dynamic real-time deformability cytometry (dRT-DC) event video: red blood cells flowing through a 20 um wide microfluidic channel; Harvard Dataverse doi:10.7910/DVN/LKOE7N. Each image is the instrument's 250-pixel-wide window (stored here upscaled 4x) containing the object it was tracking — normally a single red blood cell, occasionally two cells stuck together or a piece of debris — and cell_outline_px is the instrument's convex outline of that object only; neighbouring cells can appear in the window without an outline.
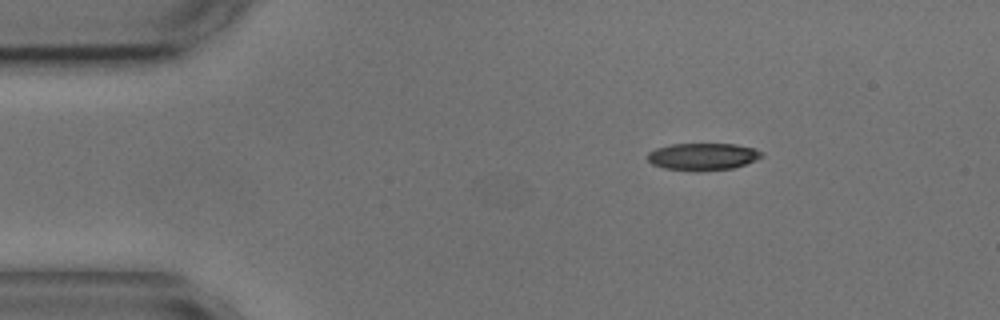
{"species": "common noctule bat (a hibernating species)", "species_latin": "Nyctalus noctula", "temperature_condition": "cold", "stored_images_in_passage": 3, "camera_frame_rate_fps": 3000, "um_per_image_px": 0.085, "animal": {"sex": "male", "body_mass_g": 17.9, "forearm_length_mm": 54.2}, "frame": {"image": 1, "passage_image": 1, "time_ms": 0.0, "image_size_px": [1000, 320], "cell_outline_px": [[764, 156], [756, 160], [732, 168], [664, 168], [652, 164], [648, 160], [648, 152], [656, 148], [672, 144], [736, 144], [756, 148], [764, 152]], "centroid_in_image_um": [59.79, 13.25], "position_along_channel_um": 25.2, "area_um2": 17.28}}
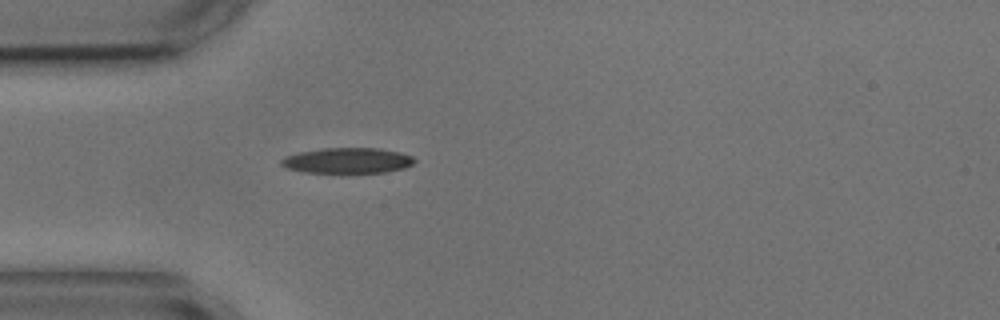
{"frame": {"image": 2, "passage_image": 3, "time_ms": 2.333, "image_size_px": [1000, 320], "cell_outline_px": [[416, 160], [412, 164], [404, 168], [384, 172], [348, 176], [304, 172], [284, 168], [280, 164], [280, 160], [284, 156], [296, 152], [324, 148], [376, 148], [400, 152], [412, 156]], "centroid_in_image_um": [29.47, 13.7], "position_along_channel_um": 55.5, "area_um2": 20.98}}